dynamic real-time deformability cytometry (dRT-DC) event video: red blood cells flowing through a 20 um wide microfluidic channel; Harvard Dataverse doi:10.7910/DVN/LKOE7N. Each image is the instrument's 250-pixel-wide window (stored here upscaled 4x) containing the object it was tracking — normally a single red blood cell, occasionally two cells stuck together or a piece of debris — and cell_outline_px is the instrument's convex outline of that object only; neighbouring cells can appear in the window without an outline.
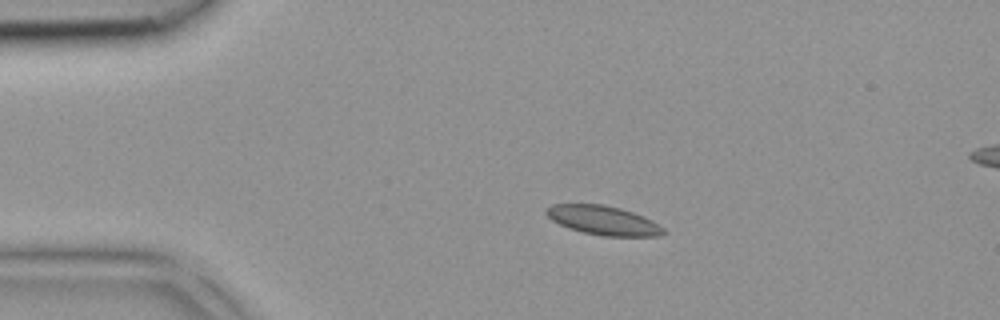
{"species": "common noctule bat (a hibernating species)", "species_latin": "Nyctalus noctula", "temperature_condition": "room temperature", "stored_images_in_passage": 34, "camera_frame_rate_fps": 3000, "um_per_image_px": 0.085, "animal": {"sex": "female", "body_mass_g": 18.4}, "frame": {"image": 1, "passage_image": 1, "time_ms": 0.0, "image_size_px": [1000, 320], "cell_outline_px": [[668, 232], [660, 236], [604, 236], [584, 232], [568, 228], [552, 220], [544, 212], [544, 208], [552, 204], [604, 204], [620, 208], [644, 216], [652, 220], [664, 228]], "centroid_in_image_um": [51.29, 18.72], "position_along_channel_um": 33.7, "area_um2": 20.0}}
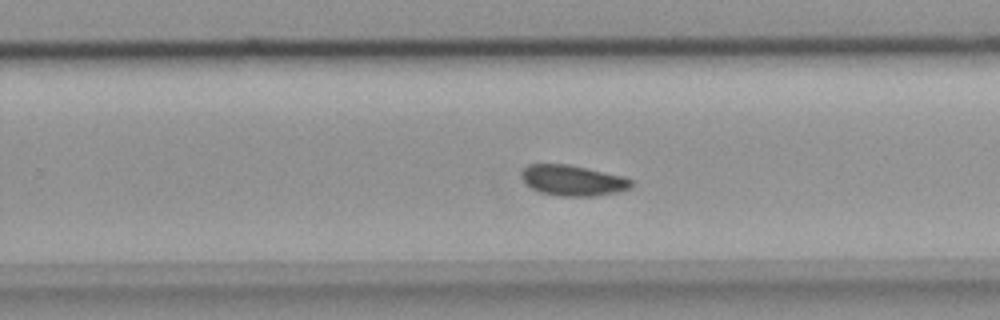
{"frame": {"image": 2, "passage_image": 19, "time_ms": 6.0, "image_size_px": [1000, 320], "cell_outline_px": [[632, 188], [616, 192], [596, 196], [560, 196], [540, 192], [532, 188], [524, 180], [520, 172], [528, 164], [568, 164], [624, 176], [632, 180]], "centroid_in_image_um": [48.71, 15.33], "position_along_channel_um": 281.1, "area_um2": 19.54}}
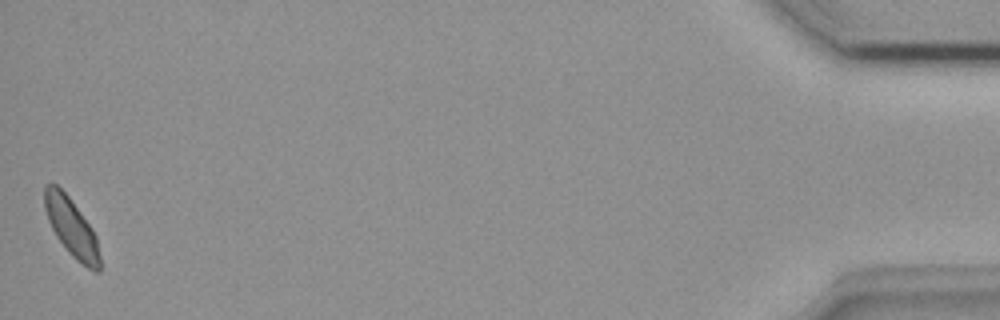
{"frame": {"image": 3, "passage_image": 34, "time_ms": 11.0, "image_size_px": [1000, 320], "cell_outline_px": [[100, 272], [96, 272], [88, 268], [76, 260], [68, 252], [56, 236], [48, 220], [44, 208], [44, 184], [56, 184], [68, 196], [92, 228], [96, 236], [100, 256]], "centroid_in_image_um": [6.07, 19.34], "position_along_channel_um": 429.1, "area_um2": 18.67}}